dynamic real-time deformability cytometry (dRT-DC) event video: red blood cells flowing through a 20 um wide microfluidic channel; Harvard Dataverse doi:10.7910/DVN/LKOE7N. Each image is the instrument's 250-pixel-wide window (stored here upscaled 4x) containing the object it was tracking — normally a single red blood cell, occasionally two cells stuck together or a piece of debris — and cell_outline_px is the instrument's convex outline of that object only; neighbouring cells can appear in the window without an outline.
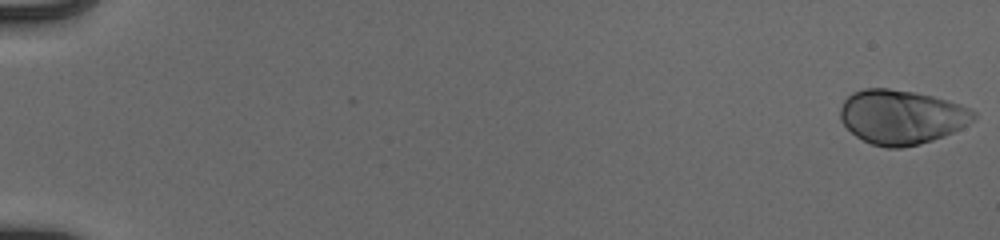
{"species": "human", "species_latin": "Homo sapiens", "temperature_condition": "cold", "stored_images_in_passage": 54, "camera_frame_rate_fps": 3000, "um_per_image_px": 0.085, "donor": {"sex": "male"}, "frame": {"image": 1, "passage_image": 1, "time_ms": 0.0, "image_size_px": [1000, 240], "cell_outline_px": [[976, 116], [968, 124], [944, 136], [920, 144], [904, 148], [888, 148], [872, 144], [856, 136], [840, 120], [840, 108], [844, 100], [852, 92], [864, 88], [888, 88], [916, 92], [948, 100], [960, 104], [976, 112]], "centroid_in_image_um": [76.61, 9.93], "position_along_channel_um": 8.4, "area_um2": 42.25}}
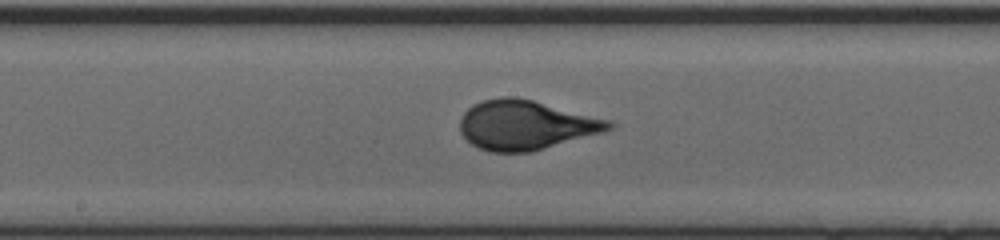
{"frame": {"image": 2, "passage_image": 31, "time_ms": 10.0, "image_size_px": [1000, 240], "cell_outline_px": [[616, 124], [612, 128], [600, 132], [528, 152], [488, 152], [472, 144], [460, 132], [460, 116], [472, 104], [484, 100], [500, 96], [516, 96], [532, 100], [608, 120]], "centroid_in_image_um": [44.6, 10.61], "position_along_channel_um": 203.6, "area_um2": 42.19}}
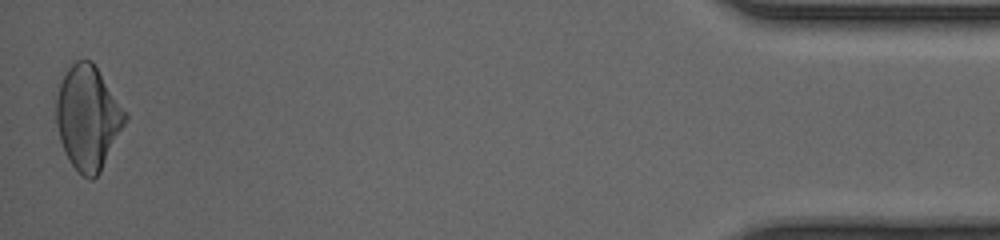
{"frame": {"image": 3, "passage_image": 54, "time_ms": 17.667, "image_size_px": [1000, 240], "cell_outline_px": [[128, 116], [100, 172], [92, 180], [88, 180], [68, 160], [60, 140], [56, 124], [56, 96], [60, 84], [68, 68], [76, 60], [92, 60], [128, 112]], "centroid_in_image_um": [7.48, 9.98], "position_along_channel_um": 427.7, "area_um2": 41.56}, "authors_computed_cell_mechanics": {"area_um2": 41.2403, "velocity_mm_per_s": 3.944, "shape_relaxation_time_tau1_ms": 4.0354, "shape_relaxation_time_tau2_ms": null, "deformation_change_tau1": 0.1705, "deformation_change_tau2": null}}